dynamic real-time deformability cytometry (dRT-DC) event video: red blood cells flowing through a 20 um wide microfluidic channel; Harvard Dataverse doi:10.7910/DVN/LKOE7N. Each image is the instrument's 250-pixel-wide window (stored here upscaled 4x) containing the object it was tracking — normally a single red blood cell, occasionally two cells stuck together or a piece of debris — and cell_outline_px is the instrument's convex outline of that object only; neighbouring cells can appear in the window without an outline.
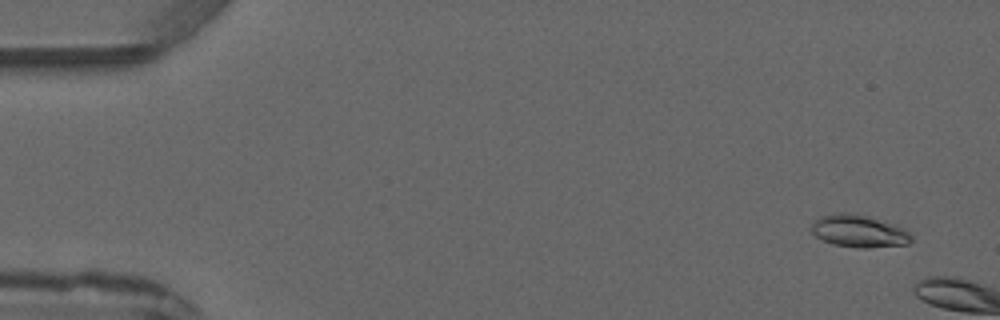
{"species": "common noctule bat (a hibernating species)", "species_latin": "Nyctalus noctula", "temperature_condition": "warm", "stored_images_in_passage": 6, "camera_frame_rate_fps": 3000, "um_per_image_px": 0.085, "animal": {"sex": "male", "forearm_length_mm": 52.5}, "frame": {"image": 1, "passage_image": 1, "time_ms": 0.0, "image_size_px": [1000, 320], "cell_outline_px": [[912, 240], [908, 244], [868, 248], [860, 248], [832, 244], [816, 236], [812, 232], [812, 224], [820, 216], [840, 212], [844, 212], [864, 216], [904, 228], [912, 236]], "centroid_in_image_um": [73.0, 19.66], "position_along_channel_um": 12.0, "area_um2": 18.44}}
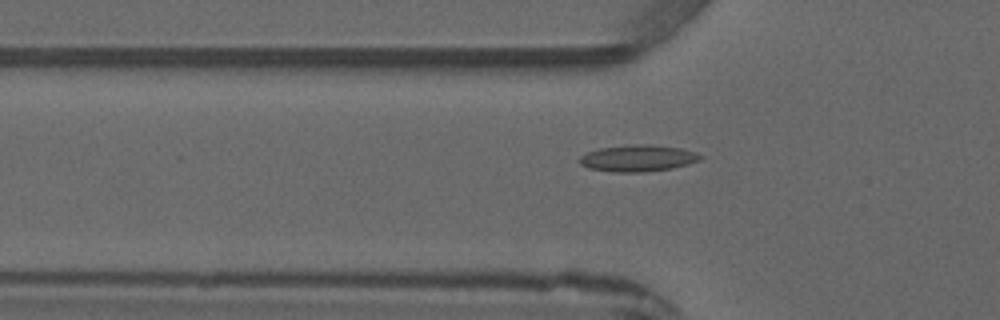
{"frame": {"image": 2, "passage_image": 6, "time_ms": 7.0, "image_size_px": [1000, 320], "cell_outline_px": [[704, 156], [700, 160], [688, 164], [672, 168], [644, 172], [612, 172], [588, 168], [580, 164], [580, 156], [588, 152], [600, 148], [636, 144], [648, 144], [680, 148], [696, 152]], "centroid_in_image_um": [54.24, 13.45], "position_along_channel_um": 71.6, "area_um2": 18.67}}